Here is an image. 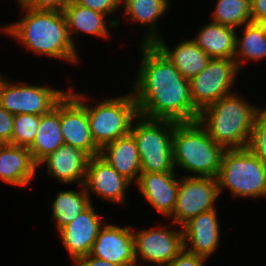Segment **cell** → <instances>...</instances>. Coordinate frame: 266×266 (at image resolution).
Here are the masks:
<instances>
[{"label": "cell", "instance_id": "cell-1", "mask_svg": "<svg viewBox=\"0 0 266 266\" xmlns=\"http://www.w3.org/2000/svg\"><path fill=\"white\" fill-rule=\"evenodd\" d=\"M140 51V68L132 84L138 114L177 123L198 121L200 111L193 104L189 80L155 44L141 42Z\"/></svg>", "mask_w": 266, "mask_h": 266}, {"label": "cell", "instance_id": "cell-2", "mask_svg": "<svg viewBox=\"0 0 266 266\" xmlns=\"http://www.w3.org/2000/svg\"><path fill=\"white\" fill-rule=\"evenodd\" d=\"M25 13L18 22L0 30L20 41L24 48L39 56L78 63L75 43L72 42L62 11L33 10L20 6Z\"/></svg>", "mask_w": 266, "mask_h": 266}, {"label": "cell", "instance_id": "cell-3", "mask_svg": "<svg viewBox=\"0 0 266 266\" xmlns=\"http://www.w3.org/2000/svg\"><path fill=\"white\" fill-rule=\"evenodd\" d=\"M242 98L231 93L206 106L199 114V123L225 150L246 148L250 143L259 107Z\"/></svg>", "mask_w": 266, "mask_h": 266}, {"label": "cell", "instance_id": "cell-4", "mask_svg": "<svg viewBox=\"0 0 266 266\" xmlns=\"http://www.w3.org/2000/svg\"><path fill=\"white\" fill-rule=\"evenodd\" d=\"M173 162L194 174L193 177L217 178L225 149L216 143L199 123L175 122L172 136Z\"/></svg>", "mask_w": 266, "mask_h": 266}, {"label": "cell", "instance_id": "cell-5", "mask_svg": "<svg viewBox=\"0 0 266 266\" xmlns=\"http://www.w3.org/2000/svg\"><path fill=\"white\" fill-rule=\"evenodd\" d=\"M74 90L69 88V93L86 109L91 136L99 149L130 133L132 122L139 115L131 91L125 96L104 99L91 107L84 102L88 96Z\"/></svg>", "mask_w": 266, "mask_h": 266}, {"label": "cell", "instance_id": "cell-6", "mask_svg": "<svg viewBox=\"0 0 266 266\" xmlns=\"http://www.w3.org/2000/svg\"><path fill=\"white\" fill-rule=\"evenodd\" d=\"M217 181L220 194L228 189L236 199L266 196V166L248 147L224 151Z\"/></svg>", "mask_w": 266, "mask_h": 266}, {"label": "cell", "instance_id": "cell-7", "mask_svg": "<svg viewBox=\"0 0 266 266\" xmlns=\"http://www.w3.org/2000/svg\"><path fill=\"white\" fill-rule=\"evenodd\" d=\"M174 127L175 122L171 120L150 119L140 115L133 120L130 133L137 143L141 172L177 171L172 150Z\"/></svg>", "mask_w": 266, "mask_h": 266}, {"label": "cell", "instance_id": "cell-8", "mask_svg": "<svg viewBox=\"0 0 266 266\" xmlns=\"http://www.w3.org/2000/svg\"><path fill=\"white\" fill-rule=\"evenodd\" d=\"M67 92L47 86L11 83L0 77V105L13 115L49 113Z\"/></svg>", "mask_w": 266, "mask_h": 266}, {"label": "cell", "instance_id": "cell-9", "mask_svg": "<svg viewBox=\"0 0 266 266\" xmlns=\"http://www.w3.org/2000/svg\"><path fill=\"white\" fill-rule=\"evenodd\" d=\"M239 70L234 59H210L206 67L189 80L194 106L201 111L231 94Z\"/></svg>", "mask_w": 266, "mask_h": 266}, {"label": "cell", "instance_id": "cell-10", "mask_svg": "<svg viewBox=\"0 0 266 266\" xmlns=\"http://www.w3.org/2000/svg\"><path fill=\"white\" fill-rule=\"evenodd\" d=\"M220 196L217 178L181 177L177 190L174 211L170 216L174 225L181 227L193 217L216 209L215 201Z\"/></svg>", "mask_w": 266, "mask_h": 266}, {"label": "cell", "instance_id": "cell-11", "mask_svg": "<svg viewBox=\"0 0 266 266\" xmlns=\"http://www.w3.org/2000/svg\"><path fill=\"white\" fill-rule=\"evenodd\" d=\"M167 228L163 225L159 229L133 231L137 265L143 260L142 263L165 266L184 249L183 230Z\"/></svg>", "mask_w": 266, "mask_h": 266}, {"label": "cell", "instance_id": "cell-12", "mask_svg": "<svg viewBox=\"0 0 266 266\" xmlns=\"http://www.w3.org/2000/svg\"><path fill=\"white\" fill-rule=\"evenodd\" d=\"M60 126L64 143L85 151L90 157L100 149L94 143L86 109L67 91L60 100Z\"/></svg>", "mask_w": 266, "mask_h": 266}, {"label": "cell", "instance_id": "cell-13", "mask_svg": "<svg viewBox=\"0 0 266 266\" xmlns=\"http://www.w3.org/2000/svg\"><path fill=\"white\" fill-rule=\"evenodd\" d=\"M90 255L123 266H136L132 227L103 224Z\"/></svg>", "mask_w": 266, "mask_h": 266}, {"label": "cell", "instance_id": "cell-14", "mask_svg": "<svg viewBox=\"0 0 266 266\" xmlns=\"http://www.w3.org/2000/svg\"><path fill=\"white\" fill-rule=\"evenodd\" d=\"M131 182L119 174L99 155L89 159L84 188L88 193H95L110 203H126V192Z\"/></svg>", "mask_w": 266, "mask_h": 266}, {"label": "cell", "instance_id": "cell-15", "mask_svg": "<svg viewBox=\"0 0 266 266\" xmlns=\"http://www.w3.org/2000/svg\"><path fill=\"white\" fill-rule=\"evenodd\" d=\"M101 217L95 212L93 202L83 210L73 221L61 228V241L72 261L90 254L101 225Z\"/></svg>", "mask_w": 266, "mask_h": 266}, {"label": "cell", "instance_id": "cell-16", "mask_svg": "<svg viewBox=\"0 0 266 266\" xmlns=\"http://www.w3.org/2000/svg\"><path fill=\"white\" fill-rule=\"evenodd\" d=\"M216 211L212 209L203 212L181 227L186 251L208 259L217 250L220 242V225Z\"/></svg>", "mask_w": 266, "mask_h": 266}, {"label": "cell", "instance_id": "cell-17", "mask_svg": "<svg viewBox=\"0 0 266 266\" xmlns=\"http://www.w3.org/2000/svg\"><path fill=\"white\" fill-rule=\"evenodd\" d=\"M177 172H141L136 183L142 196L162 215L174 211L179 179Z\"/></svg>", "mask_w": 266, "mask_h": 266}, {"label": "cell", "instance_id": "cell-18", "mask_svg": "<svg viewBox=\"0 0 266 266\" xmlns=\"http://www.w3.org/2000/svg\"><path fill=\"white\" fill-rule=\"evenodd\" d=\"M90 158L85 151L63 144L45 157L38 167L45 164L48 174L64 184L77 181L82 185Z\"/></svg>", "mask_w": 266, "mask_h": 266}, {"label": "cell", "instance_id": "cell-19", "mask_svg": "<svg viewBox=\"0 0 266 266\" xmlns=\"http://www.w3.org/2000/svg\"><path fill=\"white\" fill-rule=\"evenodd\" d=\"M37 167L27 147L0 144V179L3 182L26 187L36 176Z\"/></svg>", "mask_w": 266, "mask_h": 266}, {"label": "cell", "instance_id": "cell-20", "mask_svg": "<svg viewBox=\"0 0 266 266\" xmlns=\"http://www.w3.org/2000/svg\"><path fill=\"white\" fill-rule=\"evenodd\" d=\"M99 156L131 183H137L141 161L136 140L131 133L103 146Z\"/></svg>", "mask_w": 266, "mask_h": 266}, {"label": "cell", "instance_id": "cell-21", "mask_svg": "<svg viewBox=\"0 0 266 266\" xmlns=\"http://www.w3.org/2000/svg\"><path fill=\"white\" fill-rule=\"evenodd\" d=\"M237 29L216 22L204 25L193 41L211 58L234 59Z\"/></svg>", "mask_w": 266, "mask_h": 266}, {"label": "cell", "instance_id": "cell-22", "mask_svg": "<svg viewBox=\"0 0 266 266\" xmlns=\"http://www.w3.org/2000/svg\"><path fill=\"white\" fill-rule=\"evenodd\" d=\"M154 44L187 80L198 75L211 59L193 39L182 41L173 50L167 46L164 38H159Z\"/></svg>", "mask_w": 266, "mask_h": 266}, {"label": "cell", "instance_id": "cell-23", "mask_svg": "<svg viewBox=\"0 0 266 266\" xmlns=\"http://www.w3.org/2000/svg\"><path fill=\"white\" fill-rule=\"evenodd\" d=\"M64 143L60 126V101L49 112L41 116L34 142L28 148L34 162L39 163Z\"/></svg>", "mask_w": 266, "mask_h": 266}, {"label": "cell", "instance_id": "cell-24", "mask_svg": "<svg viewBox=\"0 0 266 266\" xmlns=\"http://www.w3.org/2000/svg\"><path fill=\"white\" fill-rule=\"evenodd\" d=\"M169 4V0H122L125 16L147 27V34L143 37L146 44H154L161 38L155 27L156 21L169 9Z\"/></svg>", "mask_w": 266, "mask_h": 266}, {"label": "cell", "instance_id": "cell-25", "mask_svg": "<svg viewBox=\"0 0 266 266\" xmlns=\"http://www.w3.org/2000/svg\"><path fill=\"white\" fill-rule=\"evenodd\" d=\"M66 19L69 35L72 38L73 33L78 34L83 32L91 36L106 38L109 37L110 31L107 20L104 19L106 15L83 7L77 4L74 0H71L62 11Z\"/></svg>", "mask_w": 266, "mask_h": 266}, {"label": "cell", "instance_id": "cell-26", "mask_svg": "<svg viewBox=\"0 0 266 266\" xmlns=\"http://www.w3.org/2000/svg\"><path fill=\"white\" fill-rule=\"evenodd\" d=\"M243 34L236 35L234 60L241 70L244 61H259L266 57V33L261 23L250 22L242 26Z\"/></svg>", "mask_w": 266, "mask_h": 266}, {"label": "cell", "instance_id": "cell-27", "mask_svg": "<svg viewBox=\"0 0 266 266\" xmlns=\"http://www.w3.org/2000/svg\"><path fill=\"white\" fill-rule=\"evenodd\" d=\"M82 191H60L52 204V218L56 221L58 231L73 221L91 203L90 194L85 191L84 185H79Z\"/></svg>", "mask_w": 266, "mask_h": 266}, {"label": "cell", "instance_id": "cell-28", "mask_svg": "<svg viewBox=\"0 0 266 266\" xmlns=\"http://www.w3.org/2000/svg\"><path fill=\"white\" fill-rule=\"evenodd\" d=\"M212 22L233 28L252 22L251 0H217Z\"/></svg>", "mask_w": 266, "mask_h": 266}, {"label": "cell", "instance_id": "cell-29", "mask_svg": "<svg viewBox=\"0 0 266 266\" xmlns=\"http://www.w3.org/2000/svg\"><path fill=\"white\" fill-rule=\"evenodd\" d=\"M40 119V115H14L12 140L9 144L29 148L34 142Z\"/></svg>", "mask_w": 266, "mask_h": 266}, {"label": "cell", "instance_id": "cell-30", "mask_svg": "<svg viewBox=\"0 0 266 266\" xmlns=\"http://www.w3.org/2000/svg\"><path fill=\"white\" fill-rule=\"evenodd\" d=\"M248 148L266 166V108L257 110Z\"/></svg>", "mask_w": 266, "mask_h": 266}, {"label": "cell", "instance_id": "cell-31", "mask_svg": "<svg viewBox=\"0 0 266 266\" xmlns=\"http://www.w3.org/2000/svg\"><path fill=\"white\" fill-rule=\"evenodd\" d=\"M77 4L100 12L106 16L116 12L122 6V0H74ZM109 14V15H108Z\"/></svg>", "mask_w": 266, "mask_h": 266}, {"label": "cell", "instance_id": "cell-32", "mask_svg": "<svg viewBox=\"0 0 266 266\" xmlns=\"http://www.w3.org/2000/svg\"><path fill=\"white\" fill-rule=\"evenodd\" d=\"M14 115L0 105V144H9L12 140Z\"/></svg>", "mask_w": 266, "mask_h": 266}, {"label": "cell", "instance_id": "cell-33", "mask_svg": "<svg viewBox=\"0 0 266 266\" xmlns=\"http://www.w3.org/2000/svg\"><path fill=\"white\" fill-rule=\"evenodd\" d=\"M206 257L190 253L183 249L165 266H204Z\"/></svg>", "mask_w": 266, "mask_h": 266}, {"label": "cell", "instance_id": "cell-34", "mask_svg": "<svg viewBox=\"0 0 266 266\" xmlns=\"http://www.w3.org/2000/svg\"><path fill=\"white\" fill-rule=\"evenodd\" d=\"M71 0H28L23 7L33 10L63 11Z\"/></svg>", "mask_w": 266, "mask_h": 266}, {"label": "cell", "instance_id": "cell-35", "mask_svg": "<svg viewBox=\"0 0 266 266\" xmlns=\"http://www.w3.org/2000/svg\"><path fill=\"white\" fill-rule=\"evenodd\" d=\"M251 18L255 23L266 20V0H251Z\"/></svg>", "mask_w": 266, "mask_h": 266}, {"label": "cell", "instance_id": "cell-36", "mask_svg": "<svg viewBox=\"0 0 266 266\" xmlns=\"http://www.w3.org/2000/svg\"><path fill=\"white\" fill-rule=\"evenodd\" d=\"M75 266H123L112 262L96 258L90 254L80 257L75 263Z\"/></svg>", "mask_w": 266, "mask_h": 266}, {"label": "cell", "instance_id": "cell-37", "mask_svg": "<svg viewBox=\"0 0 266 266\" xmlns=\"http://www.w3.org/2000/svg\"><path fill=\"white\" fill-rule=\"evenodd\" d=\"M28 0H17L20 6H23Z\"/></svg>", "mask_w": 266, "mask_h": 266}, {"label": "cell", "instance_id": "cell-38", "mask_svg": "<svg viewBox=\"0 0 266 266\" xmlns=\"http://www.w3.org/2000/svg\"><path fill=\"white\" fill-rule=\"evenodd\" d=\"M261 24L263 25V28H264L265 33H266V20H264Z\"/></svg>", "mask_w": 266, "mask_h": 266}]
</instances>
